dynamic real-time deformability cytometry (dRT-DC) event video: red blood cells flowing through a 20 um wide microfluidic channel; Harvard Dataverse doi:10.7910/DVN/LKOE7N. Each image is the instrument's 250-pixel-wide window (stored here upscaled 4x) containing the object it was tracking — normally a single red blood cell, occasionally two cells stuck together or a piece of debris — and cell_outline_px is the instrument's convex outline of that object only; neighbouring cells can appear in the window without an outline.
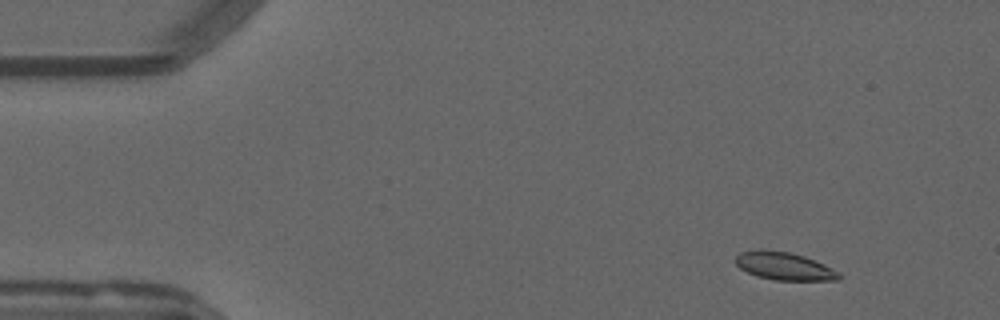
{"species": "common noctule bat (a hibernating species)", "species_latin": "Nyctalus noctula", "temperature_condition": "warm", "stored_images_in_passage": 53, "camera_frame_rate_fps": 3000, "um_per_image_px": 0.085, "animal": {"sex": "male", "forearm_length_mm": 52.5}, "frame": {"image": 1, "passage_image": 5, "time_ms": 1.333, "image_size_px": [1000, 320], "cell_outline_px": [[840, 280], [776, 280], [756, 276], [740, 268], [736, 264], [736, 256], [740, 252], [760, 248], [764, 248], [788, 252], [804, 256], [824, 264], [840, 272]], "centroid_in_image_um": [66.64, 22.6], "position_along_channel_um": 18.4, "area_um2": 16.88}}
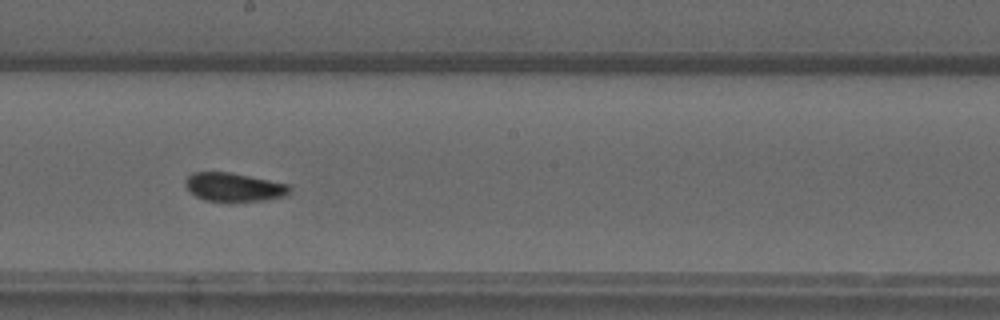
{"frame": {"image": 2, "passage_image": 29, "time_ms": 9.333, "image_size_px": [1000, 320], "cell_outline_px": [[292, 192], [284, 196], [264, 200], [204, 200], [196, 196], [184, 184], [184, 180], [192, 172], [228, 172], [288, 184], [292, 188]], "centroid_in_image_um": [19.89, 15.89], "position_along_channel_um": 228.3, "area_um2": 16.99}}
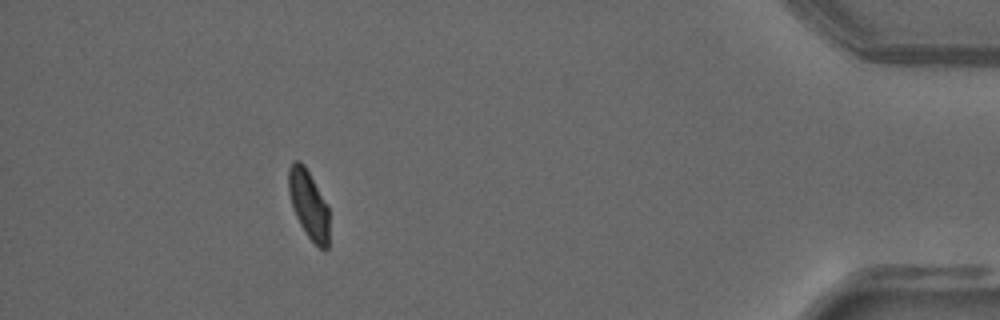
{"frame": {"image": 3, "passage_image": 48, "time_ms": 15.667, "image_size_px": [1000, 320], "cell_outline_px": [[328, 248], [320, 248], [308, 236], [300, 224], [292, 208], [288, 192], [288, 168], [292, 160], [300, 160], [304, 164], [328, 204]], "centroid_in_image_um": [26.21, 17.31], "position_along_channel_um": 409.0, "area_um2": 16.3}, "authors_computed_cell_mechanics": {"area_um2": 17.3978, "velocity_mm_per_s": 3.7906, "shape_relaxation_time_tau1_ms": null, "shape_relaxation_time_tau2_ms": 1.3676, "deformation_change_tau1": null, "deformation_change_tau2": 0.0524}}